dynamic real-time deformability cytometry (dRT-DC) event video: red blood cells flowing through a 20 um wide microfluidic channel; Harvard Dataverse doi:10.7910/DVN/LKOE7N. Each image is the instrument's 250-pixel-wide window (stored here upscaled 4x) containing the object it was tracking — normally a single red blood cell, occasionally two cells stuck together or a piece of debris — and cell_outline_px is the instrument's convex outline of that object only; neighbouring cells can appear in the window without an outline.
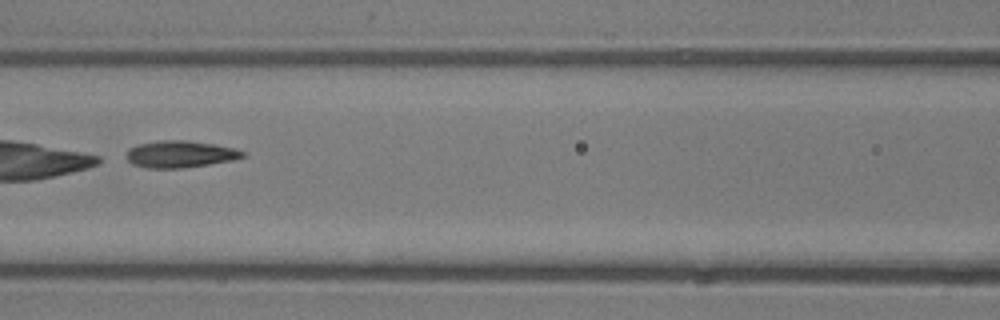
{"species": "common noctule bat (a hibernating species)", "species_latin": "Nyctalus noctula", "temperature_condition": "room temperature", "stored_images_in_passage": 8, "camera_frame_rate_fps": 3000, "um_per_image_px": 0.085, "animal": {"sex": "male", "body_mass_g": 13.3}, "frame": {"image": 1, "passage_image": 6, "time_ms": 6.667, "image_size_px": [1000, 320], "cell_outline_px": [[248, 152], [244, 156], [232, 160], [208, 164], [180, 168], [148, 168], [132, 164], [128, 160], [128, 148], [140, 144], [160, 140], [184, 140], [216, 144], [236, 148]], "centroid_in_image_um": [15.36, 13.09], "position_along_channel_um": 151.2, "area_um2": 18.15}}
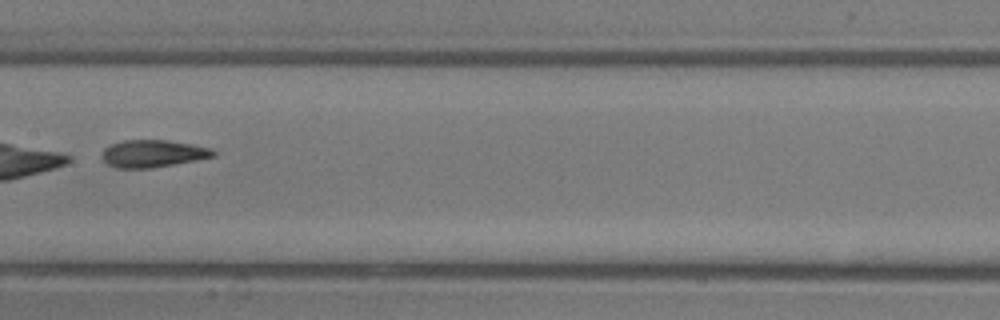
{"frame": {"image": 2, "passage_image": 7, "time_ms": 7.667, "image_size_px": [1000, 320], "cell_outline_px": [[216, 156], [196, 160], [148, 168], [116, 168], [108, 164], [100, 156], [104, 148], [112, 144], [124, 140], [168, 140], [192, 144], [212, 148], [216, 152]], "centroid_in_image_um": [13.0, 13.04], "position_along_channel_um": 194.4, "area_um2": 17.69}}
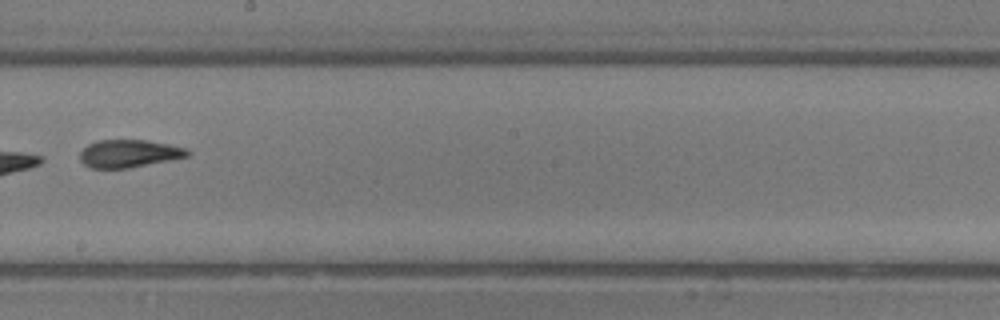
{"frame": {"image": 3, "passage_image": 8, "time_ms": 8.667, "image_size_px": [1000, 320], "cell_outline_px": [[192, 152], [188, 156], [128, 168], [92, 168], [84, 164], [80, 160], [80, 152], [88, 144], [96, 140], [144, 140], [168, 144], [184, 148]], "centroid_in_image_um": [10.93, 13.04], "position_along_channel_um": 237.3, "area_um2": 17.17}}